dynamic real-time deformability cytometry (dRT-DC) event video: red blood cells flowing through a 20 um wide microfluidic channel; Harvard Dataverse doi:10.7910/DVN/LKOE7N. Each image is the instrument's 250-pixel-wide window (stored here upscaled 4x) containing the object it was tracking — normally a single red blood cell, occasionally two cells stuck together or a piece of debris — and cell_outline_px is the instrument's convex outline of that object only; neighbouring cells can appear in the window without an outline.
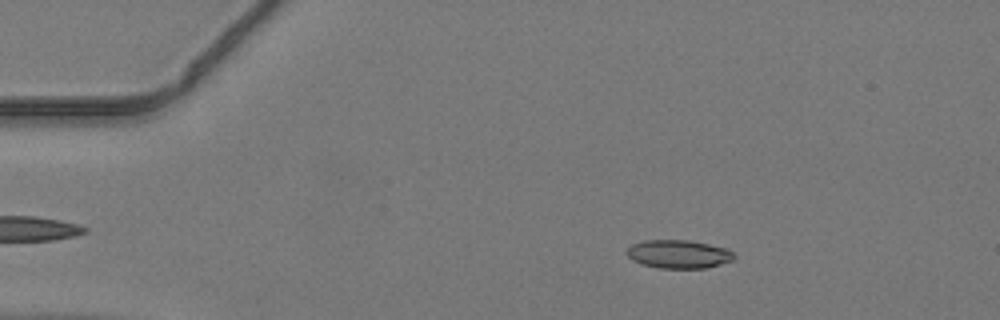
{"species": "common noctule bat (a hibernating species)", "species_latin": "Nyctalus noctula", "temperature_condition": "warm", "stored_images_in_passage": 33, "camera_frame_rate_fps": 3000, "um_per_image_px": 0.085, "animal": {"sex": "male", "body_mass_g": 19.2, "forearm_length_mm": 51.8}, "frame": {"image": 1, "passage_image": 6, "time_ms": 1.667, "image_size_px": [1000, 320], "cell_outline_px": [[736, 256], [732, 260], [720, 264], [704, 268], [660, 268], [640, 264], [632, 260], [624, 252], [632, 244], [644, 240], [688, 240], [728, 248]], "centroid_in_image_um": [57.65, 21.6], "position_along_channel_um": 27.3, "area_um2": 17.8}}
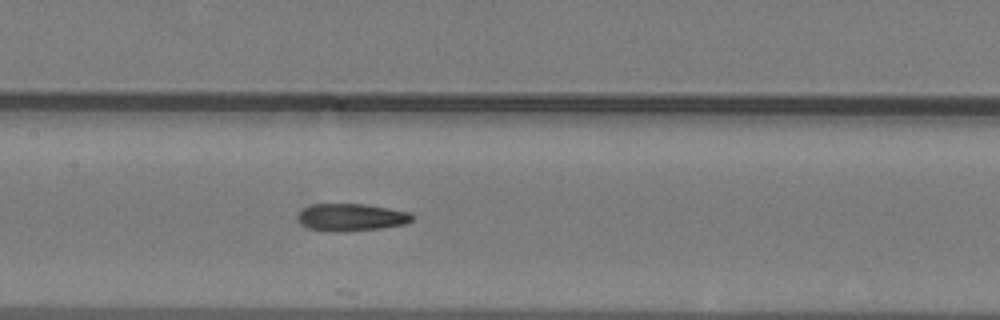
{"frame": {"image": 2, "passage_image": 21, "time_ms": 6.667, "image_size_px": [1000, 320], "cell_outline_px": [[412, 220], [404, 224], [380, 228], [344, 232], [332, 232], [308, 228], [300, 224], [296, 216], [304, 208], [312, 204], [364, 204], [412, 212]], "centroid_in_image_um": [29.83, 18.47], "position_along_channel_um": 177.6, "area_um2": 18.32}}
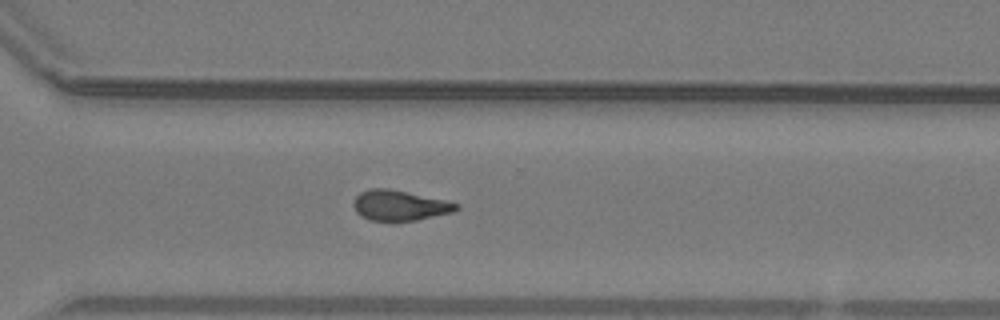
{"frame": {"image": 3, "passage_image": 32, "time_ms": 10.333, "image_size_px": [1000, 320], "cell_outline_px": [[460, 208], [456, 212], [416, 220], [368, 220], [360, 216], [356, 212], [352, 204], [356, 196], [360, 192], [368, 188], [388, 188], [444, 200], [460, 204]], "centroid_in_image_um": [33.97, 17.46], "position_along_channel_um": 336.6, "area_um2": 18.21}}